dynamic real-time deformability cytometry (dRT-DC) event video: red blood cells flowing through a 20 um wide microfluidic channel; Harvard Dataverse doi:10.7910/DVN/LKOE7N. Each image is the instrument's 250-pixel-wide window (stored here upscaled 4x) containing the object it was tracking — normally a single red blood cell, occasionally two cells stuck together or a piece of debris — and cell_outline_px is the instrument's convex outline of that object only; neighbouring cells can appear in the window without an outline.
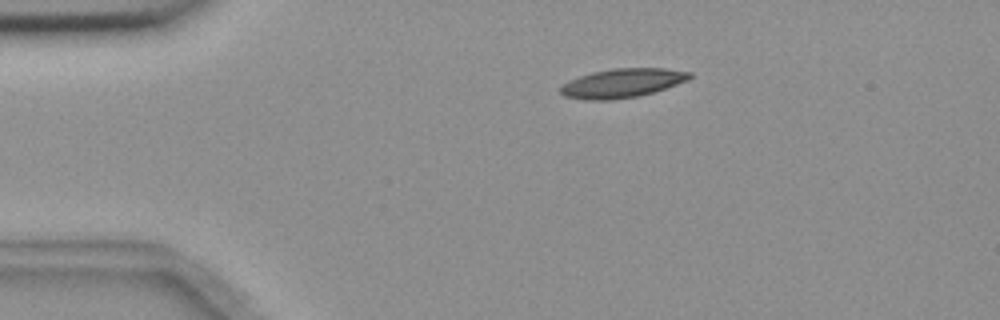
{"species": "common noctule bat (a hibernating species)", "species_latin": "Nyctalus noctula", "temperature_condition": "room temperature", "stored_images_in_passage": 2, "camera_frame_rate_fps": 3000, "um_per_image_px": 0.085, "animal": {"sex": "female", "body_mass_g": 18.4}, "frame": {"image": 1, "passage_image": 2, "time_ms": 1.333, "image_size_px": [1000, 320], "cell_outline_px": [[692, 76], [688, 80], [640, 96], [612, 100], [584, 100], [564, 96], [560, 92], [560, 88], [568, 80], [592, 72], [612, 68], [664, 68], [692, 72]], "centroid_in_image_um": [52.87, 7.06], "position_along_channel_um": 32.1, "area_um2": 21.85}}